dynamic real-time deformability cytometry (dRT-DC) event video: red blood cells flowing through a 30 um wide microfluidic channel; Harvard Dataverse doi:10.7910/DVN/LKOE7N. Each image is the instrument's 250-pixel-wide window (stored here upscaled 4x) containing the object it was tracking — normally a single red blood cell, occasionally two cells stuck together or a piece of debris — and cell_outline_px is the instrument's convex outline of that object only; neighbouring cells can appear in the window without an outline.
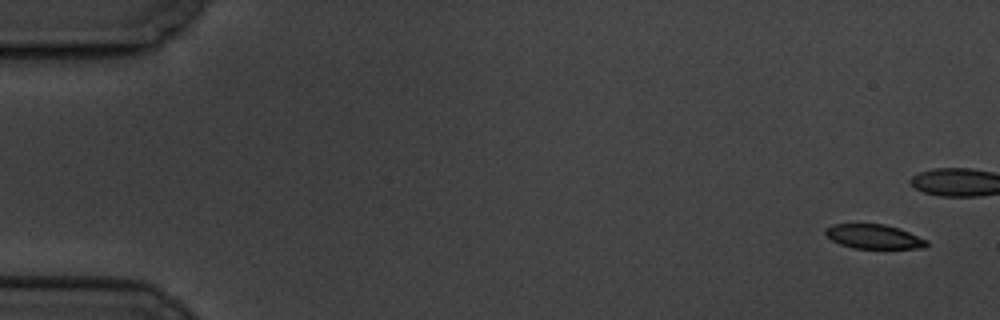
{"species": "common noctule bat (a hibernating species)", "species_latin": "Nyctalus noctula", "temperature_condition": "cold", "stored_images_in_passage": 7, "camera_frame_rate_fps": 3000, "um_per_image_px": 0.085, "animal": {"sex": "male", "body_mass_g": 19.5, "forearm_length_mm": 54.6}, "frame": {"image": 1, "passage_image": 1, "time_ms": 0.0, "image_size_px": [1000, 320], "cell_outline_px": [[928, 244], [924, 248], [852, 248], [840, 244], [832, 240], [824, 232], [832, 224], [884, 224], [900, 228], [928, 240]], "centroid_in_image_um": [74.31, 20.11], "position_along_channel_um": 10.7, "area_um2": 14.28}}
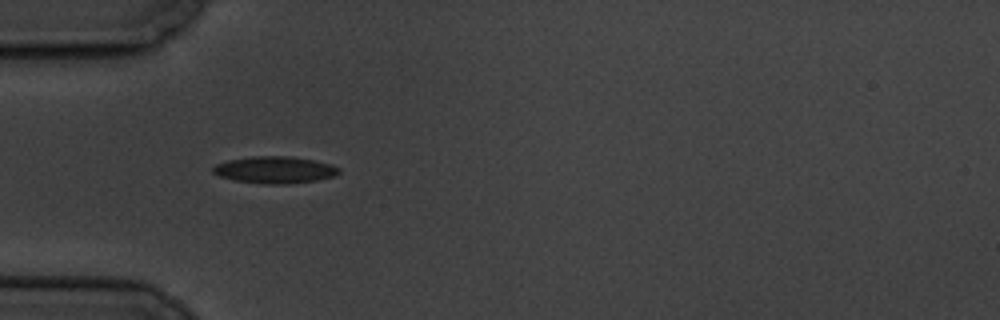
{"frame": {"image": 2, "passage_image": 6, "time_ms": 6.667, "image_size_px": [1000, 320], "cell_outline_px": [[340, 172], [336, 176], [316, 180], [284, 184], [268, 184], [236, 180], [220, 176], [212, 172], [212, 168], [216, 164], [228, 160], [252, 156], [292, 156], [332, 164], [340, 168]], "centroid_in_image_um": [23.38, 14.43], "position_along_channel_um": 61.6, "area_um2": 19.65}}
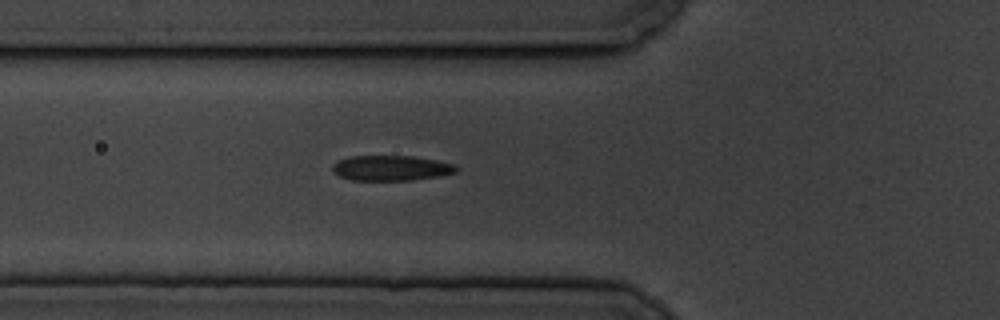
{"frame": {"image": 3, "passage_image": 7, "time_ms": 7.667, "image_size_px": [1000, 320], "cell_outline_px": [[460, 168], [456, 172], [440, 176], [412, 180], [352, 180], [340, 176], [332, 172], [332, 164], [348, 156], [412, 156], [436, 160], [456, 164]], "centroid_in_image_um": [33.27, 14.28], "position_along_channel_um": 92.5, "area_um2": 18.32}}